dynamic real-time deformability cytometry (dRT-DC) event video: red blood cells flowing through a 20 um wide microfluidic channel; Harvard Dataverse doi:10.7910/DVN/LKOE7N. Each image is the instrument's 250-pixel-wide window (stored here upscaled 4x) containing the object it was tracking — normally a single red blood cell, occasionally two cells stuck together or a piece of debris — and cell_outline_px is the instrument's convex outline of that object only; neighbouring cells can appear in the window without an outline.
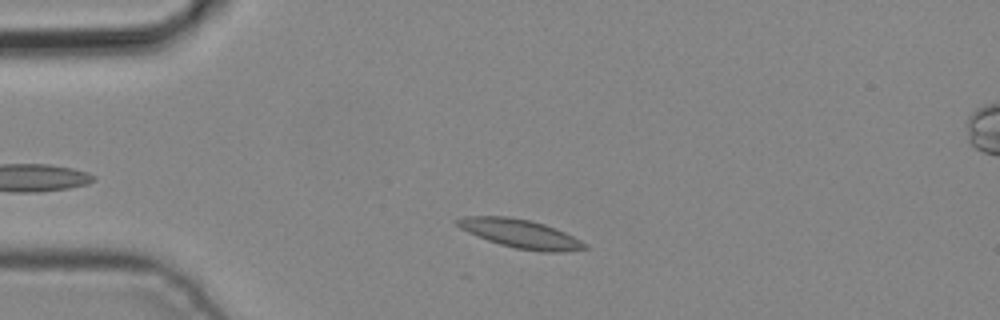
{"species": "common noctule bat (a hibernating species)", "species_latin": "Nyctalus noctula", "temperature_condition": "cold", "stored_images_in_passage": 4, "camera_frame_rate_fps": 3000, "um_per_image_px": 0.085, "animal": {"sex": "male", "body_mass_g": 19.2, "forearm_length_mm": 51.8}, "frame": {"image": 1, "passage_image": 2, "time_ms": 0.333, "image_size_px": [1000, 320], "cell_outline_px": [[588, 248], [560, 252], [540, 252], [516, 248], [500, 244], [476, 236], [460, 228], [452, 220], [464, 216], [508, 216], [528, 220], [544, 224], [564, 232], [588, 244]], "centroid_in_image_um": [44.2, 19.86], "position_along_channel_um": 40.8, "area_um2": 21.21}}